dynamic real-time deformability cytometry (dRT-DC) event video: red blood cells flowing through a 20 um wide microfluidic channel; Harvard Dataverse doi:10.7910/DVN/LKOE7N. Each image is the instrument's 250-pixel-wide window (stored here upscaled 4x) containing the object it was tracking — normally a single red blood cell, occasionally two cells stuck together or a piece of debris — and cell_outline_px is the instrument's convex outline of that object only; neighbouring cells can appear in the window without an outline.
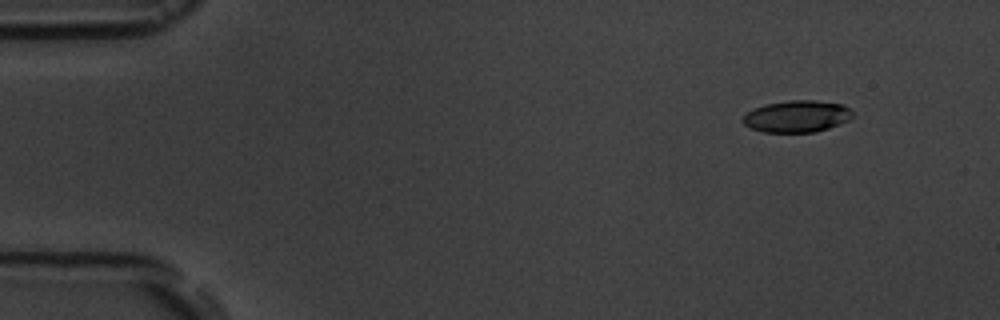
{"species": "common noctule bat (a hibernating species)", "species_latin": "Nyctalus noctula", "temperature_condition": "room temperature", "stored_images_in_passage": 4, "camera_frame_rate_fps": 3000, "um_per_image_px": 0.085, "animal": {"sex": "male", "body_mass_g": 19.5, "forearm_length_mm": 54.6}, "frame": {"image": 1, "passage_image": 1, "time_ms": 0.0, "image_size_px": [1000, 320], "cell_outline_px": [[852, 116], [848, 120], [840, 124], [816, 132], [764, 132], [752, 128], [744, 124], [744, 116], [748, 112], [756, 108], [768, 104], [788, 100], [812, 100], [844, 104], [852, 112]], "centroid_in_image_um": [67.78, 9.89], "position_along_channel_um": 17.2, "area_um2": 20.06}}
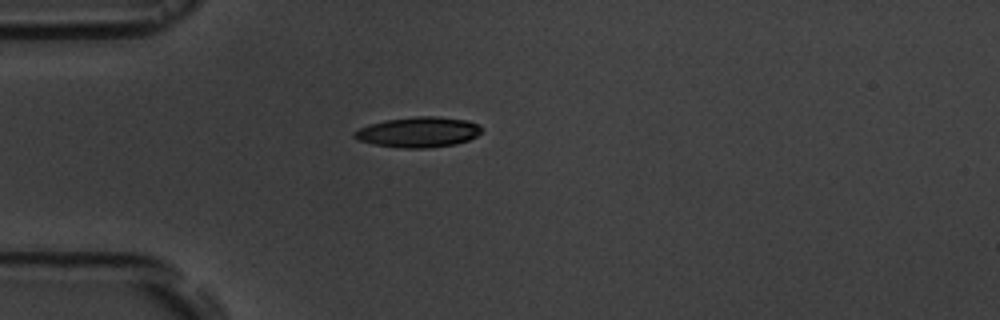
{"frame": {"image": 2, "passage_image": 4, "time_ms": 3.333, "image_size_px": [1000, 320], "cell_outline_px": [[484, 128], [476, 136], [468, 140], [456, 144], [428, 148], [400, 148], [372, 144], [356, 140], [352, 136], [352, 132], [360, 128], [384, 120], [416, 116], [436, 116], [468, 120]], "centroid_in_image_um": [35.54, 11.23], "position_along_channel_um": 49.5, "area_um2": 22.66}}